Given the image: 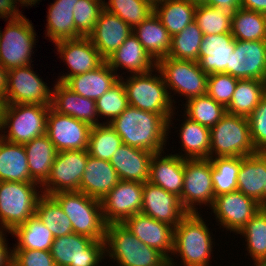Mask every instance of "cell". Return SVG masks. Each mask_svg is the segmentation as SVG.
<instances>
[{"mask_svg":"<svg viewBox=\"0 0 266 266\" xmlns=\"http://www.w3.org/2000/svg\"><path fill=\"white\" fill-rule=\"evenodd\" d=\"M51 196L70 219L73 233L93 240H105L107 224L102 214L100 200L80 191L59 192Z\"/></svg>","mask_w":266,"mask_h":266,"instance_id":"5","label":"cell"},{"mask_svg":"<svg viewBox=\"0 0 266 266\" xmlns=\"http://www.w3.org/2000/svg\"><path fill=\"white\" fill-rule=\"evenodd\" d=\"M247 119L251 141L256 152H266V95Z\"/></svg>","mask_w":266,"mask_h":266,"instance_id":"51","label":"cell"},{"mask_svg":"<svg viewBox=\"0 0 266 266\" xmlns=\"http://www.w3.org/2000/svg\"><path fill=\"white\" fill-rule=\"evenodd\" d=\"M5 106H6L5 97L4 95H0V130L3 124Z\"/></svg>","mask_w":266,"mask_h":266,"instance_id":"58","label":"cell"},{"mask_svg":"<svg viewBox=\"0 0 266 266\" xmlns=\"http://www.w3.org/2000/svg\"><path fill=\"white\" fill-rule=\"evenodd\" d=\"M179 198L188 213H198V205L212 207L215 195L210 159H185L184 183Z\"/></svg>","mask_w":266,"mask_h":266,"instance_id":"12","label":"cell"},{"mask_svg":"<svg viewBox=\"0 0 266 266\" xmlns=\"http://www.w3.org/2000/svg\"><path fill=\"white\" fill-rule=\"evenodd\" d=\"M52 88L51 108L60 114L68 115L91 127L100 123L95 100L74 93L64 83L56 82Z\"/></svg>","mask_w":266,"mask_h":266,"instance_id":"23","label":"cell"},{"mask_svg":"<svg viewBox=\"0 0 266 266\" xmlns=\"http://www.w3.org/2000/svg\"><path fill=\"white\" fill-rule=\"evenodd\" d=\"M109 125L117 132L122 143L152 153L166 148L169 136L168 121L160 114L128 106Z\"/></svg>","mask_w":266,"mask_h":266,"instance_id":"1","label":"cell"},{"mask_svg":"<svg viewBox=\"0 0 266 266\" xmlns=\"http://www.w3.org/2000/svg\"><path fill=\"white\" fill-rule=\"evenodd\" d=\"M119 181L120 178L110 161L89 155L79 191L101 201Z\"/></svg>","mask_w":266,"mask_h":266,"instance_id":"27","label":"cell"},{"mask_svg":"<svg viewBox=\"0 0 266 266\" xmlns=\"http://www.w3.org/2000/svg\"><path fill=\"white\" fill-rule=\"evenodd\" d=\"M263 208H266V182H265L264 193H263Z\"/></svg>","mask_w":266,"mask_h":266,"instance_id":"62","label":"cell"},{"mask_svg":"<svg viewBox=\"0 0 266 266\" xmlns=\"http://www.w3.org/2000/svg\"><path fill=\"white\" fill-rule=\"evenodd\" d=\"M104 0H79L73 11L75 29L81 37H88L94 30Z\"/></svg>","mask_w":266,"mask_h":266,"instance_id":"49","label":"cell"},{"mask_svg":"<svg viewBox=\"0 0 266 266\" xmlns=\"http://www.w3.org/2000/svg\"><path fill=\"white\" fill-rule=\"evenodd\" d=\"M133 34L156 62L168 57L172 36L155 13L135 27Z\"/></svg>","mask_w":266,"mask_h":266,"instance_id":"32","label":"cell"},{"mask_svg":"<svg viewBox=\"0 0 266 266\" xmlns=\"http://www.w3.org/2000/svg\"><path fill=\"white\" fill-rule=\"evenodd\" d=\"M145 1H147L148 3H150L154 7L157 4L162 3L165 0H145Z\"/></svg>","mask_w":266,"mask_h":266,"instance_id":"61","label":"cell"},{"mask_svg":"<svg viewBox=\"0 0 266 266\" xmlns=\"http://www.w3.org/2000/svg\"><path fill=\"white\" fill-rule=\"evenodd\" d=\"M0 181L35 182L30 176L24 145L6 141L1 137Z\"/></svg>","mask_w":266,"mask_h":266,"instance_id":"33","label":"cell"},{"mask_svg":"<svg viewBox=\"0 0 266 266\" xmlns=\"http://www.w3.org/2000/svg\"><path fill=\"white\" fill-rule=\"evenodd\" d=\"M203 33L197 23L193 21L180 33L172 36L169 58L198 62Z\"/></svg>","mask_w":266,"mask_h":266,"instance_id":"44","label":"cell"},{"mask_svg":"<svg viewBox=\"0 0 266 266\" xmlns=\"http://www.w3.org/2000/svg\"><path fill=\"white\" fill-rule=\"evenodd\" d=\"M238 78L227 73L209 74L207 80V95L225 108L230 104Z\"/></svg>","mask_w":266,"mask_h":266,"instance_id":"50","label":"cell"},{"mask_svg":"<svg viewBox=\"0 0 266 266\" xmlns=\"http://www.w3.org/2000/svg\"><path fill=\"white\" fill-rule=\"evenodd\" d=\"M215 215L217 225L227 231L236 233L249 222L261 209L259 203L239 190L221 194L215 197L210 208Z\"/></svg>","mask_w":266,"mask_h":266,"instance_id":"15","label":"cell"},{"mask_svg":"<svg viewBox=\"0 0 266 266\" xmlns=\"http://www.w3.org/2000/svg\"><path fill=\"white\" fill-rule=\"evenodd\" d=\"M17 4L18 3L15 0H0V18L8 21L22 18L24 15L22 14V11H19Z\"/></svg>","mask_w":266,"mask_h":266,"instance_id":"53","label":"cell"},{"mask_svg":"<svg viewBox=\"0 0 266 266\" xmlns=\"http://www.w3.org/2000/svg\"><path fill=\"white\" fill-rule=\"evenodd\" d=\"M50 107L39 104H6L0 137L12 143L25 144L45 135Z\"/></svg>","mask_w":266,"mask_h":266,"instance_id":"7","label":"cell"},{"mask_svg":"<svg viewBox=\"0 0 266 266\" xmlns=\"http://www.w3.org/2000/svg\"><path fill=\"white\" fill-rule=\"evenodd\" d=\"M9 70L0 64V95H5L8 87Z\"/></svg>","mask_w":266,"mask_h":266,"instance_id":"57","label":"cell"},{"mask_svg":"<svg viewBox=\"0 0 266 266\" xmlns=\"http://www.w3.org/2000/svg\"><path fill=\"white\" fill-rule=\"evenodd\" d=\"M266 95V81L238 79L235 92L226 112L248 118Z\"/></svg>","mask_w":266,"mask_h":266,"instance_id":"37","label":"cell"},{"mask_svg":"<svg viewBox=\"0 0 266 266\" xmlns=\"http://www.w3.org/2000/svg\"><path fill=\"white\" fill-rule=\"evenodd\" d=\"M6 104L51 105L52 88L34 72L31 64L9 69Z\"/></svg>","mask_w":266,"mask_h":266,"instance_id":"14","label":"cell"},{"mask_svg":"<svg viewBox=\"0 0 266 266\" xmlns=\"http://www.w3.org/2000/svg\"><path fill=\"white\" fill-rule=\"evenodd\" d=\"M41 190L37 182L0 181V228L12 231L35 216Z\"/></svg>","mask_w":266,"mask_h":266,"instance_id":"6","label":"cell"},{"mask_svg":"<svg viewBox=\"0 0 266 266\" xmlns=\"http://www.w3.org/2000/svg\"><path fill=\"white\" fill-rule=\"evenodd\" d=\"M57 55L70 70L59 76L57 82L65 83L70 77L97 69L106 60L94 47L89 37L66 39L54 43Z\"/></svg>","mask_w":266,"mask_h":266,"instance_id":"17","label":"cell"},{"mask_svg":"<svg viewBox=\"0 0 266 266\" xmlns=\"http://www.w3.org/2000/svg\"><path fill=\"white\" fill-rule=\"evenodd\" d=\"M31 178L42 185L51 173L57 150L45 134L23 144Z\"/></svg>","mask_w":266,"mask_h":266,"instance_id":"34","label":"cell"},{"mask_svg":"<svg viewBox=\"0 0 266 266\" xmlns=\"http://www.w3.org/2000/svg\"><path fill=\"white\" fill-rule=\"evenodd\" d=\"M232 13L204 3L197 4L195 19L203 35L231 33Z\"/></svg>","mask_w":266,"mask_h":266,"instance_id":"46","label":"cell"},{"mask_svg":"<svg viewBox=\"0 0 266 266\" xmlns=\"http://www.w3.org/2000/svg\"><path fill=\"white\" fill-rule=\"evenodd\" d=\"M183 105L184 115L190 120L211 129L226 113V108L210 96L193 97Z\"/></svg>","mask_w":266,"mask_h":266,"instance_id":"43","label":"cell"},{"mask_svg":"<svg viewBox=\"0 0 266 266\" xmlns=\"http://www.w3.org/2000/svg\"><path fill=\"white\" fill-rule=\"evenodd\" d=\"M91 126L74 117L63 115L51 107L47 116L46 135L57 152L65 150H86Z\"/></svg>","mask_w":266,"mask_h":266,"instance_id":"18","label":"cell"},{"mask_svg":"<svg viewBox=\"0 0 266 266\" xmlns=\"http://www.w3.org/2000/svg\"><path fill=\"white\" fill-rule=\"evenodd\" d=\"M10 234L17 238L13 249L50 251L55 239L51 231L36 215L16 226Z\"/></svg>","mask_w":266,"mask_h":266,"instance_id":"38","label":"cell"},{"mask_svg":"<svg viewBox=\"0 0 266 266\" xmlns=\"http://www.w3.org/2000/svg\"><path fill=\"white\" fill-rule=\"evenodd\" d=\"M156 67L162 74L174 105L175 94L183 96L184 100L206 95L208 74L200 68L198 62L163 57L157 61ZM170 90L174 92L173 95Z\"/></svg>","mask_w":266,"mask_h":266,"instance_id":"9","label":"cell"},{"mask_svg":"<svg viewBox=\"0 0 266 266\" xmlns=\"http://www.w3.org/2000/svg\"><path fill=\"white\" fill-rule=\"evenodd\" d=\"M154 153L122 144L110 163L120 180L145 183L149 180L150 162Z\"/></svg>","mask_w":266,"mask_h":266,"instance_id":"26","label":"cell"},{"mask_svg":"<svg viewBox=\"0 0 266 266\" xmlns=\"http://www.w3.org/2000/svg\"><path fill=\"white\" fill-rule=\"evenodd\" d=\"M253 266H266V258L256 260L253 262Z\"/></svg>","mask_w":266,"mask_h":266,"instance_id":"60","label":"cell"},{"mask_svg":"<svg viewBox=\"0 0 266 266\" xmlns=\"http://www.w3.org/2000/svg\"><path fill=\"white\" fill-rule=\"evenodd\" d=\"M204 4L223 8L231 13H234L239 7H241L240 0H205Z\"/></svg>","mask_w":266,"mask_h":266,"instance_id":"55","label":"cell"},{"mask_svg":"<svg viewBox=\"0 0 266 266\" xmlns=\"http://www.w3.org/2000/svg\"><path fill=\"white\" fill-rule=\"evenodd\" d=\"M50 253L56 266H100L105 258V241L71 233L54 239Z\"/></svg>","mask_w":266,"mask_h":266,"instance_id":"11","label":"cell"},{"mask_svg":"<svg viewBox=\"0 0 266 266\" xmlns=\"http://www.w3.org/2000/svg\"><path fill=\"white\" fill-rule=\"evenodd\" d=\"M231 34L235 40L266 41V14L239 7L232 13Z\"/></svg>","mask_w":266,"mask_h":266,"instance_id":"39","label":"cell"},{"mask_svg":"<svg viewBox=\"0 0 266 266\" xmlns=\"http://www.w3.org/2000/svg\"><path fill=\"white\" fill-rule=\"evenodd\" d=\"M122 144V139L109 123L102 122L91 127L87 151L94 158L110 161Z\"/></svg>","mask_w":266,"mask_h":266,"instance_id":"42","label":"cell"},{"mask_svg":"<svg viewBox=\"0 0 266 266\" xmlns=\"http://www.w3.org/2000/svg\"><path fill=\"white\" fill-rule=\"evenodd\" d=\"M196 7L197 4L189 0H165L154 6V13L174 36L194 21Z\"/></svg>","mask_w":266,"mask_h":266,"instance_id":"36","label":"cell"},{"mask_svg":"<svg viewBox=\"0 0 266 266\" xmlns=\"http://www.w3.org/2000/svg\"><path fill=\"white\" fill-rule=\"evenodd\" d=\"M77 1L79 0H55L49 5L45 37L53 43L81 37L75 29L73 16Z\"/></svg>","mask_w":266,"mask_h":266,"instance_id":"31","label":"cell"},{"mask_svg":"<svg viewBox=\"0 0 266 266\" xmlns=\"http://www.w3.org/2000/svg\"><path fill=\"white\" fill-rule=\"evenodd\" d=\"M12 266H56L50 251L12 249Z\"/></svg>","mask_w":266,"mask_h":266,"instance_id":"52","label":"cell"},{"mask_svg":"<svg viewBox=\"0 0 266 266\" xmlns=\"http://www.w3.org/2000/svg\"><path fill=\"white\" fill-rule=\"evenodd\" d=\"M266 182V152L241 157L237 190L252 198L263 208V193Z\"/></svg>","mask_w":266,"mask_h":266,"instance_id":"29","label":"cell"},{"mask_svg":"<svg viewBox=\"0 0 266 266\" xmlns=\"http://www.w3.org/2000/svg\"><path fill=\"white\" fill-rule=\"evenodd\" d=\"M225 73L238 79L266 81V41L235 40Z\"/></svg>","mask_w":266,"mask_h":266,"instance_id":"19","label":"cell"},{"mask_svg":"<svg viewBox=\"0 0 266 266\" xmlns=\"http://www.w3.org/2000/svg\"><path fill=\"white\" fill-rule=\"evenodd\" d=\"M120 80L125 86L130 106L162 115L168 121V130H171V125L174 124L172 119L175 120L174 115H177L174 112L176 106H173L167 86L157 67L147 73L130 74L126 79L122 76Z\"/></svg>","mask_w":266,"mask_h":266,"instance_id":"3","label":"cell"},{"mask_svg":"<svg viewBox=\"0 0 266 266\" xmlns=\"http://www.w3.org/2000/svg\"><path fill=\"white\" fill-rule=\"evenodd\" d=\"M179 130L181 151L176 153L184 159H209L210 158V129L198 122L190 120L183 115Z\"/></svg>","mask_w":266,"mask_h":266,"instance_id":"35","label":"cell"},{"mask_svg":"<svg viewBox=\"0 0 266 266\" xmlns=\"http://www.w3.org/2000/svg\"><path fill=\"white\" fill-rule=\"evenodd\" d=\"M238 234L245 238L252 262L266 258V208H261Z\"/></svg>","mask_w":266,"mask_h":266,"instance_id":"45","label":"cell"},{"mask_svg":"<svg viewBox=\"0 0 266 266\" xmlns=\"http://www.w3.org/2000/svg\"><path fill=\"white\" fill-rule=\"evenodd\" d=\"M104 9L116 14L132 29L146 20L154 7L145 0H108L103 2Z\"/></svg>","mask_w":266,"mask_h":266,"instance_id":"47","label":"cell"},{"mask_svg":"<svg viewBox=\"0 0 266 266\" xmlns=\"http://www.w3.org/2000/svg\"><path fill=\"white\" fill-rule=\"evenodd\" d=\"M95 103L99 119L104 117L106 120L108 118L104 123H110L129 106L123 82L119 80L112 88L99 97Z\"/></svg>","mask_w":266,"mask_h":266,"instance_id":"48","label":"cell"},{"mask_svg":"<svg viewBox=\"0 0 266 266\" xmlns=\"http://www.w3.org/2000/svg\"><path fill=\"white\" fill-rule=\"evenodd\" d=\"M189 1H191L193 3H196V4H200V3H204L205 2V0H189Z\"/></svg>","mask_w":266,"mask_h":266,"instance_id":"63","label":"cell"},{"mask_svg":"<svg viewBox=\"0 0 266 266\" xmlns=\"http://www.w3.org/2000/svg\"><path fill=\"white\" fill-rule=\"evenodd\" d=\"M123 224L141 242L160 251L168 260L171 258L174 239L173 226L157 221L141 212L127 218Z\"/></svg>","mask_w":266,"mask_h":266,"instance_id":"21","label":"cell"},{"mask_svg":"<svg viewBox=\"0 0 266 266\" xmlns=\"http://www.w3.org/2000/svg\"><path fill=\"white\" fill-rule=\"evenodd\" d=\"M164 153L165 151L153 154L148 181L180 197L184 183L185 159L176 154L165 153L164 156Z\"/></svg>","mask_w":266,"mask_h":266,"instance_id":"25","label":"cell"},{"mask_svg":"<svg viewBox=\"0 0 266 266\" xmlns=\"http://www.w3.org/2000/svg\"><path fill=\"white\" fill-rule=\"evenodd\" d=\"M5 232L11 233L8 229L0 228V266H12V248L8 247Z\"/></svg>","mask_w":266,"mask_h":266,"instance_id":"54","label":"cell"},{"mask_svg":"<svg viewBox=\"0 0 266 266\" xmlns=\"http://www.w3.org/2000/svg\"><path fill=\"white\" fill-rule=\"evenodd\" d=\"M6 22L5 30H0V64L8 70L30 65L37 43L32 21L23 16Z\"/></svg>","mask_w":266,"mask_h":266,"instance_id":"10","label":"cell"},{"mask_svg":"<svg viewBox=\"0 0 266 266\" xmlns=\"http://www.w3.org/2000/svg\"><path fill=\"white\" fill-rule=\"evenodd\" d=\"M242 8L266 14V0H240Z\"/></svg>","mask_w":266,"mask_h":266,"instance_id":"56","label":"cell"},{"mask_svg":"<svg viewBox=\"0 0 266 266\" xmlns=\"http://www.w3.org/2000/svg\"><path fill=\"white\" fill-rule=\"evenodd\" d=\"M89 153L86 150H65L57 152L51 173L41 185L44 195L59 192L79 191Z\"/></svg>","mask_w":266,"mask_h":266,"instance_id":"13","label":"cell"},{"mask_svg":"<svg viewBox=\"0 0 266 266\" xmlns=\"http://www.w3.org/2000/svg\"><path fill=\"white\" fill-rule=\"evenodd\" d=\"M133 29L116 14L102 9L93 32L88 36L106 60L132 34Z\"/></svg>","mask_w":266,"mask_h":266,"instance_id":"22","label":"cell"},{"mask_svg":"<svg viewBox=\"0 0 266 266\" xmlns=\"http://www.w3.org/2000/svg\"><path fill=\"white\" fill-rule=\"evenodd\" d=\"M106 224L123 223L140 213L143 203V183L120 180L100 201Z\"/></svg>","mask_w":266,"mask_h":266,"instance_id":"16","label":"cell"},{"mask_svg":"<svg viewBox=\"0 0 266 266\" xmlns=\"http://www.w3.org/2000/svg\"><path fill=\"white\" fill-rule=\"evenodd\" d=\"M120 75V76H119ZM122 77L105 61L97 69L70 77L64 84L74 93L97 100Z\"/></svg>","mask_w":266,"mask_h":266,"instance_id":"28","label":"cell"},{"mask_svg":"<svg viewBox=\"0 0 266 266\" xmlns=\"http://www.w3.org/2000/svg\"><path fill=\"white\" fill-rule=\"evenodd\" d=\"M35 215L51 231L54 238L73 233L70 219L52 196L43 194L39 198Z\"/></svg>","mask_w":266,"mask_h":266,"instance_id":"40","label":"cell"},{"mask_svg":"<svg viewBox=\"0 0 266 266\" xmlns=\"http://www.w3.org/2000/svg\"><path fill=\"white\" fill-rule=\"evenodd\" d=\"M104 241L106 258L117 266H169L160 251L141 242L123 223L108 224Z\"/></svg>","mask_w":266,"mask_h":266,"instance_id":"4","label":"cell"},{"mask_svg":"<svg viewBox=\"0 0 266 266\" xmlns=\"http://www.w3.org/2000/svg\"><path fill=\"white\" fill-rule=\"evenodd\" d=\"M235 49V39L231 33L203 35L198 63L206 74L225 73L230 55Z\"/></svg>","mask_w":266,"mask_h":266,"instance_id":"24","label":"cell"},{"mask_svg":"<svg viewBox=\"0 0 266 266\" xmlns=\"http://www.w3.org/2000/svg\"><path fill=\"white\" fill-rule=\"evenodd\" d=\"M141 213L174 228L188 214L176 194L167 192L149 181L143 183Z\"/></svg>","mask_w":266,"mask_h":266,"instance_id":"20","label":"cell"},{"mask_svg":"<svg viewBox=\"0 0 266 266\" xmlns=\"http://www.w3.org/2000/svg\"><path fill=\"white\" fill-rule=\"evenodd\" d=\"M209 159L212 163V181L215 197L237 190L241 157H215Z\"/></svg>","mask_w":266,"mask_h":266,"instance_id":"41","label":"cell"},{"mask_svg":"<svg viewBox=\"0 0 266 266\" xmlns=\"http://www.w3.org/2000/svg\"><path fill=\"white\" fill-rule=\"evenodd\" d=\"M17 3H18V6L20 7V5L21 6H23V7H25V6H36V3H38V1H40V0H15ZM20 2V3H19ZM20 4V5H19Z\"/></svg>","mask_w":266,"mask_h":266,"instance_id":"59","label":"cell"},{"mask_svg":"<svg viewBox=\"0 0 266 266\" xmlns=\"http://www.w3.org/2000/svg\"><path fill=\"white\" fill-rule=\"evenodd\" d=\"M254 153L246 117L226 112L210 129V158L245 157Z\"/></svg>","mask_w":266,"mask_h":266,"instance_id":"8","label":"cell"},{"mask_svg":"<svg viewBox=\"0 0 266 266\" xmlns=\"http://www.w3.org/2000/svg\"><path fill=\"white\" fill-rule=\"evenodd\" d=\"M200 213H188L174 228L169 266H178V257L183 266H210L214 239Z\"/></svg>","mask_w":266,"mask_h":266,"instance_id":"2","label":"cell"},{"mask_svg":"<svg viewBox=\"0 0 266 266\" xmlns=\"http://www.w3.org/2000/svg\"><path fill=\"white\" fill-rule=\"evenodd\" d=\"M106 62L116 73L123 68L130 74L147 73L157 64L133 32Z\"/></svg>","mask_w":266,"mask_h":266,"instance_id":"30","label":"cell"}]
</instances>
